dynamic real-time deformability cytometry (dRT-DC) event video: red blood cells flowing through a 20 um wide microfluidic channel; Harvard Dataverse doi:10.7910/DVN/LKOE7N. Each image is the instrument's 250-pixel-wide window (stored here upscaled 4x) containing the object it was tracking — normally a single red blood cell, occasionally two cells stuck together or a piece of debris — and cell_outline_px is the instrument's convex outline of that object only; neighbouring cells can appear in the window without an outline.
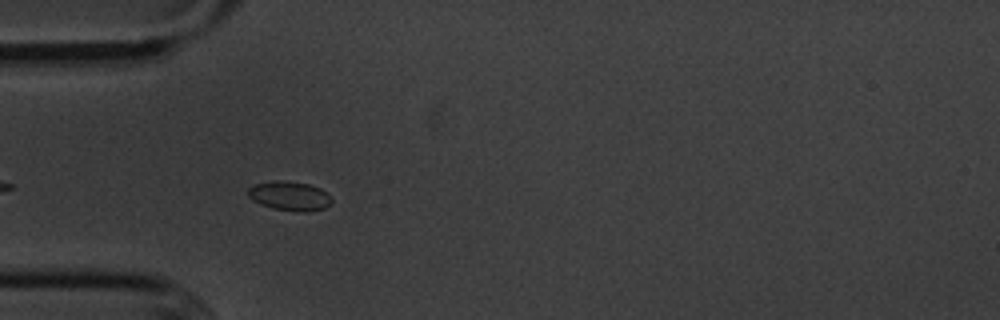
{"species": "common noctule bat (a hibernating species)", "species_latin": "Nyctalus noctula", "temperature_condition": "cold", "stored_images_in_passage": 32, "camera_frame_rate_fps": 3000, "um_per_image_px": 0.085, "animal": {"sex": "male", "body_mass_g": 20.1, "forearm_length_mm": 53.5}, "frame": {"image": 1, "passage_image": 5, "time_ms": 1.333, "image_size_px": [1000, 320], "cell_outline_px": [[332, 204], [324, 208], [308, 212], [300, 212], [272, 208], [260, 204], [252, 200], [248, 196], [248, 188], [252, 184], [272, 180], [276, 180], [308, 184], [320, 188], [332, 196]], "centroid_in_image_um": [24.62, 16.66], "position_along_channel_um": 60.4, "area_um2": 14.45}}
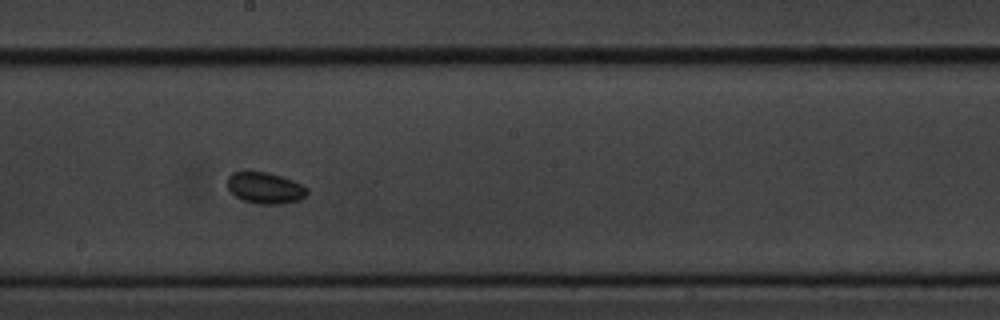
{"frame": {"image": 2, "passage_image": 19, "time_ms": 6.0, "image_size_px": [1000, 320], "cell_outline_px": [[308, 192], [300, 200], [280, 204], [256, 204], [244, 200], [236, 196], [228, 188], [228, 176], [232, 172], [268, 172], [292, 180], [308, 188]], "centroid_in_image_um": [22.54, 15.98], "position_along_channel_um": 225.7, "area_um2": 14.39}}
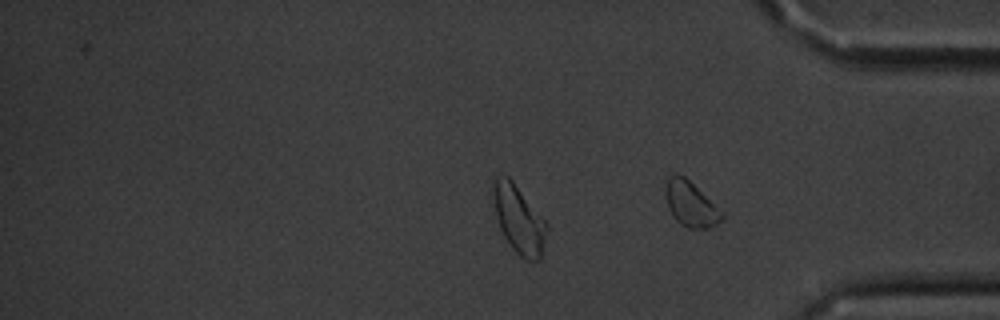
{"frame": {"image": 3, "passage_image": 32, "time_ms": 10.333, "image_size_px": [1000, 320], "cell_outline_px": [[724, 216], [716, 224], [708, 228], [688, 228], [680, 224], [672, 216], [668, 208], [664, 192], [664, 188], [668, 180], [672, 176], [684, 176], [724, 212]], "centroid_in_image_um": [58.7, 17.38], "position_along_channel_um": 376.5, "area_um2": 14.62}}